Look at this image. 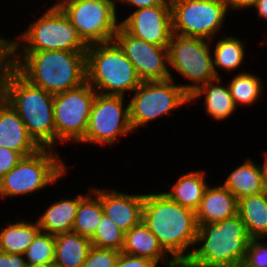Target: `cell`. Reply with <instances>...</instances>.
Segmentation results:
<instances>
[{
  "instance_id": "cell-1",
  "label": "cell",
  "mask_w": 267,
  "mask_h": 267,
  "mask_svg": "<svg viewBox=\"0 0 267 267\" xmlns=\"http://www.w3.org/2000/svg\"><path fill=\"white\" fill-rule=\"evenodd\" d=\"M142 221L163 249L179 264L194 249L198 224L193 210L163 192L145 193Z\"/></svg>"
},
{
  "instance_id": "cell-2",
  "label": "cell",
  "mask_w": 267,
  "mask_h": 267,
  "mask_svg": "<svg viewBox=\"0 0 267 267\" xmlns=\"http://www.w3.org/2000/svg\"><path fill=\"white\" fill-rule=\"evenodd\" d=\"M16 71L34 86L55 95L86 82V52L16 53Z\"/></svg>"
},
{
  "instance_id": "cell-3",
  "label": "cell",
  "mask_w": 267,
  "mask_h": 267,
  "mask_svg": "<svg viewBox=\"0 0 267 267\" xmlns=\"http://www.w3.org/2000/svg\"><path fill=\"white\" fill-rule=\"evenodd\" d=\"M0 95L18 113L28 133L41 148H56L53 94L34 86L15 71Z\"/></svg>"
},
{
  "instance_id": "cell-4",
  "label": "cell",
  "mask_w": 267,
  "mask_h": 267,
  "mask_svg": "<svg viewBox=\"0 0 267 267\" xmlns=\"http://www.w3.org/2000/svg\"><path fill=\"white\" fill-rule=\"evenodd\" d=\"M86 82L99 94L126 97L142 80L124 51L111 41L87 47Z\"/></svg>"
},
{
  "instance_id": "cell-5",
  "label": "cell",
  "mask_w": 267,
  "mask_h": 267,
  "mask_svg": "<svg viewBox=\"0 0 267 267\" xmlns=\"http://www.w3.org/2000/svg\"><path fill=\"white\" fill-rule=\"evenodd\" d=\"M250 240L238 214L216 223L199 224L191 257L208 264L241 267Z\"/></svg>"
},
{
  "instance_id": "cell-6",
  "label": "cell",
  "mask_w": 267,
  "mask_h": 267,
  "mask_svg": "<svg viewBox=\"0 0 267 267\" xmlns=\"http://www.w3.org/2000/svg\"><path fill=\"white\" fill-rule=\"evenodd\" d=\"M57 149L40 148L24 156L0 179V200L33 195L65 177L68 167Z\"/></svg>"
},
{
  "instance_id": "cell-7",
  "label": "cell",
  "mask_w": 267,
  "mask_h": 267,
  "mask_svg": "<svg viewBox=\"0 0 267 267\" xmlns=\"http://www.w3.org/2000/svg\"><path fill=\"white\" fill-rule=\"evenodd\" d=\"M50 5L16 36V53L60 50L86 52L89 45L80 37L77 28L56 3Z\"/></svg>"
},
{
  "instance_id": "cell-8",
  "label": "cell",
  "mask_w": 267,
  "mask_h": 267,
  "mask_svg": "<svg viewBox=\"0 0 267 267\" xmlns=\"http://www.w3.org/2000/svg\"><path fill=\"white\" fill-rule=\"evenodd\" d=\"M134 93V94H133ZM133 95V96H132ZM130 95L129 118L135 131L190 104V95L174 80L144 81Z\"/></svg>"
},
{
  "instance_id": "cell-9",
  "label": "cell",
  "mask_w": 267,
  "mask_h": 267,
  "mask_svg": "<svg viewBox=\"0 0 267 267\" xmlns=\"http://www.w3.org/2000/svg\"><path fill=\"white\" fill-rule=\"evenodd\" d=\"M211 47L212 43L207 39L175 33L171 35L168 46L169 70H174L190 81V84H179L189 95L208 81L218 78L214 70Z\"/></svg>"
},
{
  "instance_id": "cell-10",
  "label": "cell",
  "mask_w": 267,
  "mask_h": 267,
  "mask_svg": "<svg viewBox=\"0 0 267 267\" xmlns=\"http://www.w3.org/2000/svg\"><path fill=\"white\" fill-rule=\"evenodd\" d=\"M80 37L88 44L114 41L119 27L116 2L105 0H59L55 2Z\"/></svg>"
},
{
  "instance_id": "cell-11",
  "label": "cell",
  "mask_w": 267,
  "mask_h": 267,
  "mask_svg": "<svg viewBox=\"0 0 267 267\" xmlns=\"http://www.w3.org/2000/svg\"><path fill=\"white\" fill-rule=\"evenodd\" d=\"M170 3L173 33L212 43L230 14L224 0H170Z\"/></svg>"
},
{
  "instance_id": "cell-12",
  "label": "cell",
  "mask_w": 267,
  "mask_h": 267,
  "mask_svg": "<svg viewBox=\"0 0 267 267\" xmlns=\"http://www.w3.org/2000/svg\"><path fill=\"white\" fill-rule=\"evenodd\" d=\"M125 98L127 97L96 93L88 126L79 144L95 143L112 147L121 137L132 134L134 131L130 124L129 102L126 105Z\"/></svg>"
},
{
  "instance_id": "cell-13",
  "label": "cell",
  "mask_w": 267,
  "mask_h": 267,
  "mask_svg": "<svg viewBox=\"0 0 267 267\" xmlns=\"http://www.w3.org/2000/svg\"><path fill=\"white\" fill-rule=\"evenodd\" d=\"M96 91L87 83L54 95L56 144H77L85 135Z\"/></svg>"
},
{
  "instance_id": "cell-14",
  "label": "cell",
  "mask_w": 267,
  "mask_h": 267,
  "mask_svg": "<svg viewBox=\"0 0 267 267\" xmlns=\"http://www.w3.org/2000/svg\"><path fill=\"white\" fill-rule=\"evenodd\" d=\"M114 41L134 65L139 78L144 81L175 80L169 70L168 47L157 46L134 37L120 25Z\"/></svg>"
},
{
  "instance_id": "cell-15",
  "label": "cell",
  "mask_w": 267,
  "mask_h": 267,
  "mask_svg": "<svg viewBox=\"0 0 267 267\" xmlns=\"http://www.w3.org/2000/svg\"><path fill=\"white\" fill-rule=\"evenodd\" d=\"M129 12L119 25L148 43L168 47L172 35L171 5H157Z\"/></svg>"
},
{
  "instance_id": "cell-16",
  "label": "cell",
  "mask_w": 267,
  "mask_h": 267,
  "mask_svg": "<svg viewBox=\"0 0 267 267\" xmlns=\"http://www.w3.org/2000/svg\"><path fill=\"white\" fill-rule=\"evenodd\" d=\"M105 188V189H104ZM99 188L103 213L125 233L142 222L145 194H128L119 189Z\"/></svg>"
},
{
  "instance_id": "cell-17",
  "label": "cell",
  "mask_w": 267,
  "mask_h": 267,
  "mask_svg": "<svg viewBox=\"0 0 267 267\" xmlns=\"http://www.w3.org/2000/svg\"><path fill=\"white\" fill-rule=\"evenodd\" d=\"M0 147L19 152L23 157L41 147L34 141L13 107L0 95Z\"/></svg>"
},
{
  "instance_id": "cell-18",
  "label": "cell",
  "mask_w": 267,
  "mask_h": 267,
  "mask_svg": "<svg viewBox=\"0 0 267 267\" xmlns=\"http://www.w3.org/2000/svg\"><path fill=\"white\" fill-rule=\"evenodd\" d=\"M238 200L224 187L208 185L198 209L195 211L197 224L216 223L237 214Z\"/></svg>"
},
{
  "instance_id": "cell-19",
  "label": "cell",
  "mask_w": 267,
  "mask_h": 267,
  "mask_svg": "<svg viewBox=\"0 0 267 267\" xmlns=\"http://www.w3.org/2000/svg\"><path fill=\"white\" fill-rule=\"evenodd\" d=\"M123 253L148 258L165 267H178V263L163 249L157 237L142 221L125 233Z\"/></svg>"
},
{
  "instance_id": "cell-20",
  "label": "cell",
  "mask_w": 267,
  "mask_h": 267,
  "mask_svg": "<svg viewBox=\"0 0 267 267\" xmlns=\"http://www.w3.org/2000/svg\"><path fill=\"white\" fill-rule=\"evenodd\" d=\"M220 77L208 81L190 95V103L196 102L204 96V108L208 117L215 121L230 119L237 111L228 85L222 83Z\"/></svg>"
},
{
  "instance_id": "cell-21",
  "label": "cell",
  "mask_w": 267,
  "mask_h": 267,
  "mask_svg": "<svg viewBox=\"0 0 267 267\" xmlns=\"http://www.w3.org/2000/svg\"><path fill=\"white\" fill-rule=\"evenodd\" d=\"M86 194H77L73 198H62L54 201L36 220L42 232L59 235L71 232L80 200Z\"/></svg>"
},
{
  "instance_id": "cell-22",
  "label": "cell",
  "mask_w": 267,
  "mask_h": 267,
  "mask_svg": "<svg viewBox=\"0 0 267 267\" xmlns=\"http://www.w3.org/2000/svg\"><path fill=\"white\" fill-rule=\"evenodd\" d=\"M205 173L204 169L181 173L176 182L169 187L170 190L163 193L172 201L195 212L209 185L206 182Z\"/></svg>"
},
{
  "instance_id": "cell-23",
  "label": "cell",
  "mask_w": 267,
  "mask_h": 267,
  "mask_svg": "<svg viewBox=\"0 0 267 267\" xmlns=\"http://www.w3.org/2000/svg\"><path fill=\"white\" fill-rule=\"evenodd\" d=\"M221 184L229 189L237 200L263 192V175L260 163L247 158L230 172Z\"/></svg>"
},
{
  "instance_id": "cell-24",
  "label": "cell",
  "mask_w": 267,
  "mask_h": 267,
  "mask_svg": "<svg viewBox=\"0 0 267 267\" xmlns=\"http://www.w3.org/2000/svg\"><path fill=\"white\" fill-rule=\"evenodd\" d=\"M237 214L244 223L250 239H267V198L263 192L240 198Z\"/></svg>"
},
{
  "instance_id": "cell-25",
  "label": "cell",
  "mask_w": 267,
  "mask_h": 267,
  "mask_svg": "<svg viewBox=\"0 0 267 267\" xmlns=\"http://www.w3.org/2000/svg\"><path fill=\"white\" fill-rule=\"evenodd\" d=\"M92 247L91 240L75 232L55 236L53 264L60 267H82Z\"/></svg>"
},
{
  "instance_id": "cell-26",
  "label": "cell",
  "mask_w": 267,
  "mask_h": 267,
  "mask_svg": "<svg viewBox=\"0 0 267 267\" xmlns=\"http://www.w3.org/2000/svg\"><path fill=\"white\" fill-rule=\"evenodd\" d=\"M221 38H218L214 49L211 48L212 60L214 64V70L217 77H221L220 71L223 70L227 73L231 71L235 72L236 69H239L242 64L244 65V60L246 56V40L243 38L222 34Z\"/></svg>"
},
{
  "instance_id": "cell-27",
  "label": "cell",
  "mask_w": 267,
  "mask_h": 267,
  "mask_svg": "<svg viewBox=\"0 0 267 267\" xmlns=\"http://www.w3.org/2000/svg\"><path fill=\"white\" fill-rule=\"evenodd\" d=\"M0 227V251L8 254H24L36 235L41 231L37 221H10Z\"/></svg>"
},
{
  "instance_id": "cell-28",
  "label": "cell",
  "mask_w": 267,
  "mask_h": 267,
  "mask_svg": "<svg viewBox=\"0 0 267 267\" xmlns=\"http://www.w3.org/2000/svg\"><path fill=\"white\" fill-rule=\"evenodd\" d=\"M103 216L99 188L92 186L80 200L72 232L91 238Z\"/></svg>"
},
{
  "instance_id": "cell-29",
  "label": "cell",
  "mask_w": 267,
  "mask_h": 267,
  "mask_svg": "<svg viewBox=\"0 0 267 267\" xmlns=\"http://www.w3.org/2000/svg\"><path fill=\"white\" fill-rule=\"evenodd\" d=\"M263 80L260 76L248 71H239L238 74H234V77L229 80L227 84L230 89L231 97L233 98L235 106H251L256 104L262 96L263 91Z\"/></svg>"
},
{
  "instance_id": "cell-30",
  "label": "cell",
  "mask_w": 267,
  "mask_h": 267,
  "mask_svg": "<svg viewBox=\"0 0 267 267\" xmlns=\"http://www.w3.org/2000/svg\"><path fill=\"white\" fill-rule=\"evenodd\" d=\"M90 240L94 247L114 249L122 252L125 232L109 216L103 213L102 219Z\"/></svg>"
},
{
  "instance_id": "cell-31",
  "label": "cell",
  "mask_w": 267,
  "mask_h": 267,
  "mask_svg": "<svg viewBox=\"0 0 267 267\" xmlns=\"http://www.w3.org/2000/svg\"><path fill=\"white\" fill-rule=\"evenodd\" d=\"M55 236L40 231L24 253L26 264L50 266L54 262Z\"/></svg>"
},
{
  "instance_id": "cell-32",
  "label": "cell",
  "mask_w": 267,
  "mask_h": 267,
  "mask_svg": "<svg viewBox=\"0 0 267 267\" xmlns=\"http://www.w3.org/2000/svg\"><path fill=\"white\" fill-rule=\"evenodd\" d=\"M16 71L15 39L4 38L0 35V94L6 82Z\"/></svg>"
},
{
  "instance_id": "cell-33",
  "label": "cell",
  "mask_w": 267,
  "mask_h": 267,
  "mask_svg": "<svg viewBox=\"0 0 267 267\" xmlns=\"http://www.w3.org/2000/svg\"><path fill=\"white\" fill-rule=\"evenodd\" d=\"M241 267H267V242L265 238L250 240Z\"/></svg>"
},
{
  "instance_id": "cell-34",
  "label": "cell",
  "mask_w": 267,
  "mask_h": 267,
  "mask_svg": "<svg viewBox=\"0 0 267 267\" xmlns=\"http://www.w3.org/2000/svg\"><path fill=\"white\" fill-rule=\"evenodd\" d=\"M121 252L92 246L82 267H115Z\"/></svg>"
},
{
  "instance_id": "cell-35",
  "label": "cell",
  "mask_w": 267,
  "mask_h": 267,
  "mask_svg": "<svg viewBox=\"0 0 267 267\" xmlns=\"http://www.w3.org/2000/svg\"><path fill=\"white\" fill-rule=\"evenodd\" d=\"M23 156L12 149L0 147V179L13 169Z\"/></svg>"
},
{
  "instance_id": "cell-36",
  "label": "cell",
  "mask_w": 267,
  "mask_h": 267,
  "mask_svg": "<svg viewBox=\"0 0 267 267\" xmlns=\"http://www.w3.org/2000/svg\"><path fill=\"white\" fill-rule=\"evenodd\" d=\"M115 267H158V264L148 258L120 253Z\"/></svg>"
},
{
  "instance_id": "cell-37",
  "label": "cell",
  "mask_w": 267,
  "mask_h": 267,
  "mask_svg": "<svg viewBox=\"0 0 267 267\" xmlns=\"http://www.w3.org/2000/svg\"><path fill=\"white\" fill-rule=\"evenodd\" d=\"M119 3L125 4L128 7L130 6L134 10L157 5H171L170 0H117L116 11L118 10L117 6Z\"/></svg>"
},
{
  "instance_id": "cell-38",
  "label": "cell",
  "mask_w": 267,
  "mask_h": 267,
  "mask_svg": "<svg viewBox=\"0 0 267 267\" xmlns=\"http://www.w3.org/2000/svg\"><path fill=\"white\" fill-rule=\"evenodd\" d=\"M24 254H8L0 251V267H25Z\"/></svg>"
},
{
  "instance_id": "cell-39",
  "label": "cell",
  "mask_w": 267,
  "mask_h": 267,
  "mask_svg": "<svg viewBox=\"0 0 267 267\" xmlns=\"http://www.w3.org/2000/svg\"><path fill=\"white\" fill-rule=\"evenodd\" d=\"M228 11L243 10L254 7L256 0H224Z\"/></svg>"
},
{
  "instance_id": "cell-40",
  "label": "cell",
  "mask_w": 267,
  "mask_h": 267,
  "mask_svg": "<svg viewBox=\"0 0 267 267\" xmlns=\"http://www.w3.org/2000/svg\"><path fill=\"white\" fill-rule=\"evenodd\" d=\"M178 267H229L223 265H216V264H208L201 261L194 260L191 256L183 259L179 264Z\"/></svg>"
},
{
  "instance_id": "cell-41",
  "label": "cell",
  "mask_w": 267,
  "mask_h": 267,
  "mask_svg": "<svg viewBox=\"0 0 267 267\" xmlns=\"http://www.w3.org/2000/svg\"><path fill=\"white\" fill-rule=\"evenodd\" d=\"M255 9H257V16L260 17V19H265L264 21H267V0H256V3L254 5Z\"/></svg>"
},
{
  "instance_id": "cell-42",
  "label": "cell",
  "mask_w": 267,
  "mask_h": 267,
  "mask_svg": "<svg viewBox=\"0 0 267 267\" xmlns=\"http://www.w3.org/2000/svg\"><path fill=\"white\" fill-rule=\"evenodd\" d=\"M264 162L261 164L263 181H267V150L264 152Z\"/></svg>"
},
{
  "instance_id": "cell-43",
  "label": "cell",
  "mask_w": 267,
  "mask_h": 267,
  "mask_svg": "<svg viewBox=\"0 0 267 267\" xmlns=\"http://www.w3.org/2000/svg\"><path fill=\"white\" fill-rule=\"evenodd\" d=\"M263 193L267 198V181H263Z\"/></svg>"
},
{
  "instance_id": "cell-44",
  "label": "cell",
  "mask_w": 267,
  "mask_h": 267,
  "mask_svg": "<svg viewBox=\"0 0 267 267\" xmlns=\"http://www.w3.org/2000/svg\"><path fill=\"white\" fill-rule=\"evenodd\" d=\"M25 267H49V266H44V265H30V264H26Z\"/></svg>"
},
{
  "instance_id": "cell-45",
  "label": "cell",
  "mask_w": 267,
  "mask_h": 267,
  "mask_svg": "<svg viewBox=\"0 0 267 267\" xmlns=\"http://www.w3.org/2000/svg\"><path fill=\"white\" fill-rule=\"evenodd\" d=\"M49 267H60V266H57L55 264H51Z\"/></svg>"
},
{
  "instance_id": "cell-46",
  "label": "cell",
  "mask_w": 267,
  "mask_h": 267,
  "mask_svg": "<svg viewBox=\"0 0 267 267\" xmlns=\"http://www.w3.org/2000/svg\"><path fill=\"white\" fill-rule=\"evenodd\" d=\"M105 1H108V2H116L117 0H105Z\"/></svg>"
}]
</instances>
